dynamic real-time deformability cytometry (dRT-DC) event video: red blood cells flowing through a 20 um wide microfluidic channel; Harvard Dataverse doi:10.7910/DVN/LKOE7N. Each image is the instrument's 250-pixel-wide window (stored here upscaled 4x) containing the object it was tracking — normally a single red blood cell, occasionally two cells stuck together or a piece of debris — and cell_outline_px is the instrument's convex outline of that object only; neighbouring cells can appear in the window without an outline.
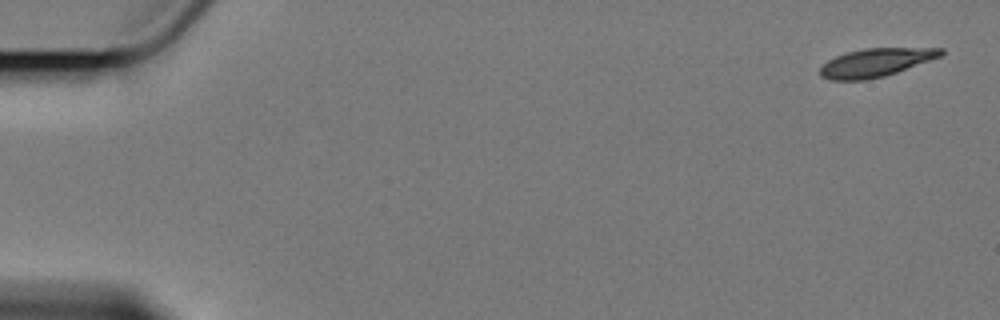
{"species": "Egyptian fruit bat (a non-hibernating species)", "species_latin": "Rousettus aegyptiacus", "temperature_condition": "cold", "stored_images_in_passage": 5, "camera_frame_rate_fps": 3000, "um_per_image_px": 0.085, "animal": {"sex": "female"}, "frame": {"image": 1, "passage_image": 1, "time_ms": 0.0, "image_size_px": [1000, 320], "cell_outline_px": [[944, 52], [940, 56], [896, 72], [884, 76], [864, 80], [832, 80], [820, 76], [820, 68], [828, 60], [836, 56], [848, 52], [864, 48], [944, 48]], "centroid_in_image_um": [74.41, 5.31], "position_along_channel_um": 10.6, "area_um2": 19.59}}